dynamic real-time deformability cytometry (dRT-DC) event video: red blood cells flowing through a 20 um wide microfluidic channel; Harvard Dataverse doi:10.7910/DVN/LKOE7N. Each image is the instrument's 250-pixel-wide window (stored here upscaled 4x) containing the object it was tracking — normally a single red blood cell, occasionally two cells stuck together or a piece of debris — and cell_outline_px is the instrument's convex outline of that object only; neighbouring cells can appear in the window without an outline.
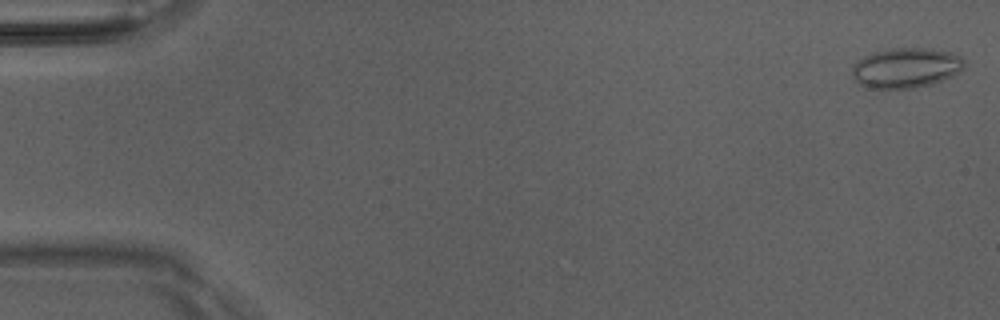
{"species": "Egyptian fruit bat (a non-hibernating species)", "species_latin": "Rousettus aegyptiacus", "temperature_condition": "room temperature", "stored_images_in_passage": 15, "camera_frame_rate_fps": 3000, "um_per_image_px": 0.085, "animal": {"sex": "male"}, "frame": {"image": 1, "passage_image": 1, "time_ms": 0.0, "image_size_px": [1000, 320], "cell_outline_px": [[964, 68], [952, 76], [932, 84], [916, 88], [864, 88], [852, 76], [852, 64], [856, 60], [872, 52], [892, 48], [928, 48], [952, 52], [960, 56], [964, 60]], "centroid_in_image_um": [76.98, 5.76], "position_along_channel_um": 8.0, "area_um2": 26.47}}